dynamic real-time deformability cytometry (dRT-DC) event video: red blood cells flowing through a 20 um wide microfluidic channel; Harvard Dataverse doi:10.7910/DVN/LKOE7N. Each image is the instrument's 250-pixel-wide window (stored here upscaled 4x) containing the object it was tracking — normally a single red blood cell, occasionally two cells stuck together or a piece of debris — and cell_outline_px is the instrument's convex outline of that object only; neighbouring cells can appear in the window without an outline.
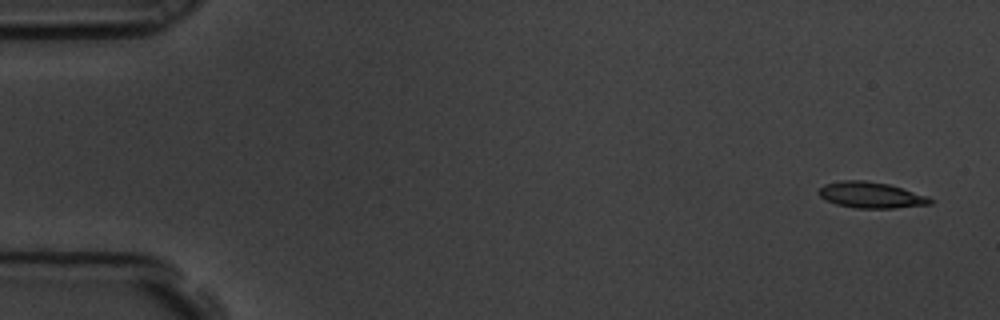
{"species": "common noctule bat (a hibernating species)", "species_latin": "Nyctalus noctula", "temperature_condition": "room temperature", "stored_images_in_passage": 15, "camera_frame_rate_fps": 3000, "um_per_image_px": 0.085, "animal": {"sex": "male", "body_mass_g": 19.5, "forearm_length_mm": 54.6}, "frame": {"image": 1, "passage_image": 1, "time_ms": 0.0, "image_size_px": [1000, 320], "cell_outline_px": [[936, 200], [932, 204], [896, 208], [856, 208], [836, 204], [824, 200], [816, 192], [824, 184], [844, 180], [864, 180], [888, 184], [928, 196]], "centroid_in_image_um": [74.04, 16.58], "position_along_channel_um": 11.0, "area_um2": 17.05}}
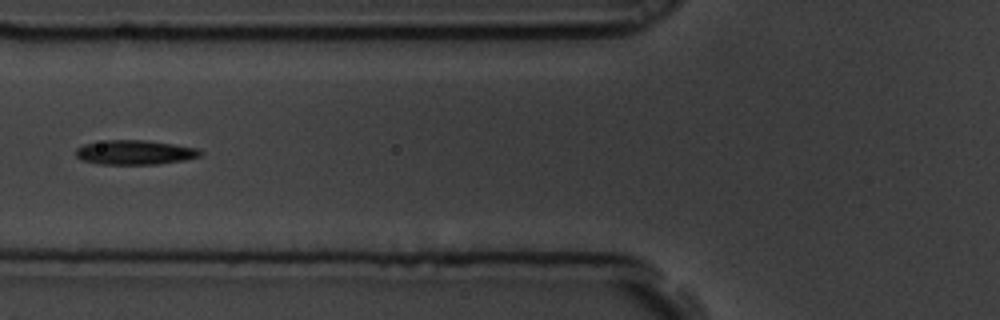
{"frame": {"image": 2, "passage_image": 6, "time_ms": 1.667, "image_size_px": [1000, 320], "cell_outline_px": [[204, 152], [200, 156], [184, 160], [156, 164], [100, 164], [80, 160], [76, 156], [76, 148], [84, 144], [104, 140], [148, 140], [200, 148]], "centroid_in_image_um": [11.48, 12.94], "position_along_channel_um": 114.3, "area_um2": 17.92}}
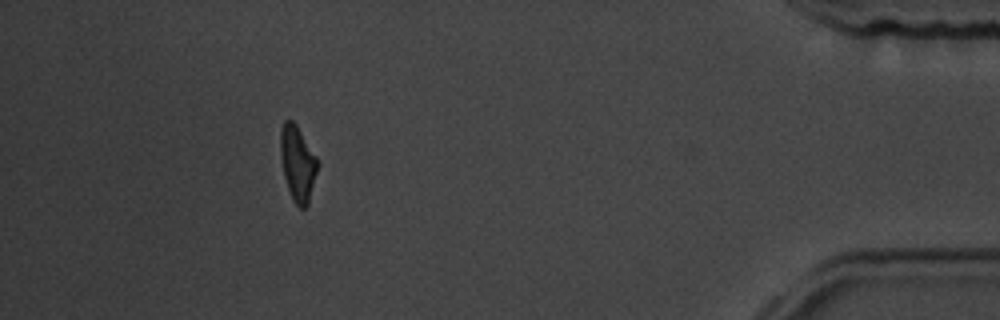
{"frame": {"image": 3, "passage_image": 14, "time_ms": 4.333, "image_size_px": [1000, 320], "cell_outline_px": [[320, 164], [308, 204], [304, 208], [300, 208], [292, 200], [284, 176], [280, 156], [280, 128], [284, 120], [292, 120], [296, 124], [316, 156]], "centroid_in_image_um": [25.3, 13.88], "position_along_channel_um": 409.9, "area_um2": 16.47}}